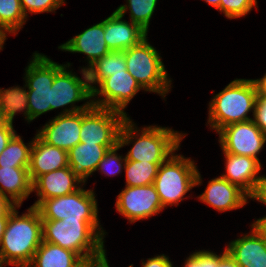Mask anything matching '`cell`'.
Here are the masks:
<instances>
[{"label": "cell", "mask_w": 266, "mask_h": 267, "mask_svg": "<svg viewBox=\"0 0 266 267\" xmlns=\"http://www.w3.org/2000/svg\"><path fill=\"white\" fill-rule=\"evenodd\" d=\"M185 135L187 134L157 125L138 129L129 116L121 125L118 145L122 148L134 142L125 155L126 160L165 162L180 149Z\"/></svg>", "instance_id": "obj_1"}, {"label": "cell", "mask_w": 266, "mask_h": 267, "mask_svg": "<svg viewBox=\"0 0 266 267\" xmlns=\"http://www.w3.org/2000/svg\"><path fill=\"white\" fill-rule=\"evenodd\" d=\"M17 208L8 217L0 249L8 265L28 267L43 241L42 219L36 207H29L22 215Z\"/></svg>", "instance_id": "obj_2"}, {"label": "cell", "mask_w": 266, "mask_h": 267, "mask_svg": "<svg viewBox=\"0 0 266 267\" xmlns=\"http://www.w3.org/2000/svg\"><path fill=\"white\" fill-rule=\"evenodd\" d=\"M258 93L252 79L231 81L209 102L207 124L217 133L221 128L254 119ZM253 113V118L248 116Z\"/></svg>", "instance_id": "obj_3"}, {"label": "cell", "mask_w": 266, "mask_h": 267, "mask_svg": "<svg viewBox=\"0 0 266 267\" xmlns=\"http://www.w3.org/2000/svg\"><path fill=\"white\" fill-rule=\"evenodd\" d=\"M43 241L77 253L86 263L102 257L104 237L87 220L42 219Z\"/></svg>", "instance_id": "obj_4"}, {"label": "cell", "mask_w": 266, "mask_h": 267, "mask_svg": "<svg viewBox=\"0 0 266 267\" xmlns=\"http://www.w3.org/2000/svg\"><path fill=\"white\" fill-rule=\"evenodd\" d=\"M197 168L190 157L175 153L160 165L153 185L163 208L178 206L190 189L202 184V177Z\"/></svg>", "instance_id": "obj_5"}, {"label": "cell", "mask_w": 266, "mask_h": 267, "mask_svg": "<svg viewBox=\"0 0 266 267\" xmlns=\"http://www.w3.org/2000/svg\"><path fill=\"white\" fill-rule=\"evenodd\" d=\"M146 36L137 45L124 50L126 69L144 91L154 92L165 99L170 92L169 78L160 53L148 42Z\"/></svg>", "instance_id": "obj_6"}, {"label": "cell", "mask_w": 266, "mask_h": 267, "mask_svg": "<svg viewBox=\"0 0 266 267\" xmlns=\"http://www.w3.org/2000/svg\"><path fill=\"white\" fill-rule=\"evenodd\" d=\"M83 185L65 196L43 200L36 208L41 219L87 220L104 238L106 232L100 225L98 205L93 189L85 190Z\"/></svg>", "instance_id": "obj_7"}, {"label": "cell", "mask_w": 266, "mask_h": 267, "mask_svg": "<svg viewBox=\"0 0 266 267\" xmlns=\"http://www.w3.org/2000/svg\"><path fill=\"white\" fill-rule=\"evenodd\" d=\"M29 65L25 68L30 122L51 111V87L55 75L66 65L54 62L47 55L33 53Z\"/></svg>", "instance_id": "obj_8"}, {"label": "cell", "mask_w": 266, "mask_h": 267, "mask_svg": "<svg viewBox=\"0 0 266 267\" xmlns=\"http://www.w3.org/2000/svg\"><path fill=\"white\" fill-rule=\"evenodd\" d=\"M71 66L67 63L56 75L51 87V111L67 107L60 114H71L87 110L92 106V91L88 83L86 69L81 67L80 78L72 70H67ZM86 101L81 106L75 105L77 102ZM89 100V101H88Z\"/></svg>", "instance_id": "obj_9"}, {"label": "cell", "mask_w": 266, "mask_h": 267, "mask_svg": "<svg viewBox=\"0 0 266 267\" xmlns=\"http://www.w3.org/2000/svg\"><path fill=\"white\" fill-rule=\"evenodd\" d=\"M127 116L119 111L91 106L81 111L80 142L118 145L122 123Z\"/></svg>", "instance_id": "obj_10"}, {"label": "cell", "mask_w": 266, "mask_h": 267, "mask_svg": "<svg viewBox=\"0 0 266 267\" xmlns=\"http://www.w3.org/2000/svg\"><path fill=\"white\" fill-rule=\"evenodd\" d=\"M140 90L143 89L127 70L110 73L92 90V105L116 110L128 117L124 110Z\"/></svg>", "instance_id": "obj_11"}, {"label": "cell", "mask_w": 266, "mask_h": 267, "mask_svg": "<svg viewBox=\"0 0 266 267\" xmlns=\"http://www.w3.org/2000/svg\"><path fill=\"white\" fill-rule=\"evenodd\" d=\"M217 134L223 152L255 159H259L258 154L266 143V133L254 120L229 124L221 128Z\"/></svg>", "instance_id": "obj_12"}, {"label": "cell", "mask_w": 266, "mask_h": 267, "mask_svg": "<svg viewBox=\"0 0 266 267\" xmlns=\"http://www.w3.org/2000/svg\"><path fill=\"white\" fill-rule=\"evenodd\" d=\"M115 206L116 211L127 218L129 223L149 219L164 209L153 184L125 186L118 194Z\"/></svg>", "instance_id": "obj_13"}, {"label": "cell", "mask_w": 266, "mask_h": 267, "mask_svg": "<svg viewBox=\"0 0 266 267\" xmlns=\"http://www.w3.org/2000/svg\"><path fill=\"white\" fill-rule=\"evenodd\" d=\"M81 111L58 114L36 133L44 142L67 152L80 143Z\"/></svg>", "instance_id": "obj_14"}, {"label": "cell", "mask_w": 266, "mask_h": 267, "mask_svg": "<svg viewBox=\"0 0 266 267\" xmlns=\"http://www.w3.org/2000/svg\"><path fill=\"white\" fill-rule=\"evenodd\" d=\"M82 185L84 183L73 174L69 166L42 174L32 182V192H36L39 197L32 206L37 207L45 199L73 193Z\"/></svg>", "instance_id": "obj_15"}, {"label": "cell", "mask_w": 266, "mask_h": 267, "mask_svg": "<svg viewBox=\"0 0 266 267\" xmlns=\"http://www.w3.org/2000/svg\"><path fill=\"white\" fill-rule=\"evenodd\" d=\"M198 199L218 212H225L245 206L249 197L237 185L219 176L208 182Z\"/></svg>", "instance_id": "obj_16"}, {"label": "cell", "mask_w": 266, "mask_h": 267, "mask_svg": "<svg viewBox=\"0 0 266 267\" xmlns=\"http://www.w3.org/2000/svg\"><path fill=\"white\" fill-rule=\"evenodd\" d=\"M104 23V40L110 51H124L143 40L148 34L137 24L123 19L114 11L102 21Z\"/></svg>", "instance_id": "obj_17"}, {"label": "cell", "mask_w": 266, "mask_h": 267, "mask_svg": "<svg viewBox=\"0 0 266 267\" xmlns=\"http://www.w3.org/2000/svg\"><path fill=\"white\" fill-rule=\"evenodd\" d=\"M223 154L226 172L220 177L237 185L249 196L261 177V174H259L262 168L260 160L227 152H223Z\"/></svg>", "instance_id": "obj_18"}, {"label": "cell", "mask_w": 266, "mask_h": 267, "mask_svg": "<svg viewBox=\"0 0 266 267\" xmlns=\"http://www.w3.org/2000/svg\"><path fill=\"white\" fill-rule=\"evenodd\" d=\"M251 231L232 240L226 252L240 267H266V243L251 226Z\"/></svg>", "instance_id": "obj_19"}, {"label": "cell", "mask_w": 266, "mask_h": 267, "mask_svg": "<svg viewBox=\"0 0 266 267\" xmlns=\"http://www.w3.org/2000/svg\"><path fill=\"white\" fill-rule=\"evenodd\" d=\"M62 51L80 53L86 55L87 69L97 59L107 55L110 50L104 40V23L99 22L87 28L82 33L69 39L64 44L58 46Z\"/></svg>", "instance_id": "obj_20"}, {"label": "cell", "mask_w": 266, "mask_h": 267, "mask_svg": "<svg viewBox=\"0 0 266 267\" xmlns=\"http://www.w3.org/2000/svg\"><path fill=\"white\" fill-rule=\"evenodd\" d=\"M69 166L68 152L44 142L37 134L33 138L29 177L33 182L42 174Z\"/></svg>", "instance_id": "obj_21"}, {"label": "cell", "mask_w": 266, "mask_h": 267, "mask_svg": "<svg viewBox=\"0 0 266 267\" xmlns=\"http://www.w3.org/2000/svg\"><path fill=\"white\" fill-rule=\"evenodd\" d=\"M116 145H98L80 142L68 151L69 167L84 184L91 176L108 149Z\"/></svg>", "instance_id": "obj_22"}, {"label": "cell", "mask_w": 266, "mask_h": 267, "mask_svg": "<svg viewBox=\"0 0 266 267\" xmlns=\"http://www.w3.org/2000/svg\"><path fill=\"white\" fill-rule=\"evenodd\" d=\"M29 167H0V193L16 206L32 193Z\"/></svg>", "instance_id": "obj_23"}, {"label": "cell", "mask_w": 266, "mask_h": 267, "mask_svg": "<svg viewBox=\"0 0 266 267\" xmlns=\"http://www.w3.org/2000/svg\"><path fill=\"white\" fill-rule=\"evenodd\" d=\"M85 264L72 250L42 241L28 267H83Z\"/></svg>", "instance_id": "obj_24"}, {"label": "cell", "mask_w": 266, "mask_h": 267, "mask_svg": "<svg viewBox=\"0 0 266 267\" xmlns=\"http://www.w3.org/2000/svg\"><path fill=\"white\" fill-rule=\"evenodd\" d=\"M26 88V84L23 88L20 86L0 88V118L4 122L13 124L14 116L23 112L25 120L30 123Z\"/></svg>", "instance_id": "obj_25"}, {"label": "cell", "mask_w": 266, "mask_h": 267, "mask_svg": "<svg viewBox=\"0 0 266 267\" xmlns=\"http://www.w3.org/2000/svg\"><path fill=\"white\" fill-rule=\"evenodd\" d=\"M126 69V60L123 51H110L107 55L97 59L87 69L88 83L91 91L110 73L123 72Z\"/></svg>", "instance_id": "obj_26"}, {"label": "cell", "mask_w": 266, "mask_h": 267, "mask_svg": "<svg viewBox=\"0 0 266 267\" xmlns=\"http://www.w3.org/2000/svg\"><path fill=\"white\" fill-rule=\"evenodd\" d=\"M31 140L25 144L22 137L16 133L0 154V167H29L33 146V139Z\"/></svg>", "instance_id": "obj_27"}, {"label": "cell", "mask_w": 266, "mask_h": 267, "mask_svg": "<svg viewBox=\"0 0 266 267\" xmlns=\"http://www.w3.org/2000/svg\"><path fill=\"white\" fill-rule=\"evenodd\" d=\"M164 162H141L126 160V186L152 185L158 174L160 165Z\"/></svg>", "instance_id": "obj_28"}, {"label": "cell", "mask_w": 266, "mask_h": 267, "mask_svg": "<svg viewBox=\"0 0 266 267\" xmlns=\"http://www.w3.org/2000/svg\"><path fill=\"white\" fill-rule=\"evenodd\" d=\"M20 0H0V31L5 35H17L26 23Z\"/></svg>", "instance_id": "obj_29"}, {"label": "cell", "mask_w": 266, "mask_h": 267, "mask_svg": "<svg viewBox=\"0 0 266 267\" xmlns=\"http://www.w3.org/2000/svg\"><path fill=\"white\" fill-rule=\"evenodd\" d=\"M125 5H120L115 11L125 16L127 10L130 12V21L137 24L148 34L150 20L155 11L158 0H126Z\"/></svg>", "instance_id": "obj_30"}, {"label": "cell", "mask_w": 266, "mask_h": 267, "mask_svg": "<svg viewBox=\"0 0 266 267\" xmlns=\"http://www.w3.org/2000/svg\"><path fill=\"white\" fill-rule=\"evenodd\" d=\"M121 149L119 145H116L115 147L108 149V151L105 153L102 160L98 163V166L95 170L100 171L106 176H115L122 172V169H125L126 165V157L122 155H118L117 151ZM113 166V167H112ZM111 167L113 169H111Z\"/></svg>", "instance_id": "obj_31"}, {"label": "cell", "mask_w": 266, "mask_h": 267, "mask_svg": "<svg viewBox=\"0 0 266 267\" xmlns=\"http://www.w3.org/2000/svg\"><path fill=\"white\" fill-rule=\"evenodd\" d=\"M253 7L258 8L257 0H221L218 10L228 19H236L249 14Z\"/></svg>", "instance_id": "obj_32"}, {"label": "cell", "mask_w": 266, "mask_h": 267, "mask_svg": "<svg viewBox=\"0 0 266 267\" xmlns=\"http://www.w3.org/2000/svg\"><path fill=\"white\" fill-rule=\"evenodd\" d=\"M20 3L27 17L29 13L55 12L65 4V0H20Z\"/></svg>", "instance_id": "obj_33"}, {"label": "cell", "mask_w": 266, "mask_h": 267, "mask_svg": "<svg viewBox=\"0 0 266 267\" xmlns=\"http://www.w3.org/2000/svg\"><path fill=\"white\" fill-rule=\"evenodd\" d=\"M183 267H217V254L213 251H195L186 258Z\"/></svg>", "instance_id": "obj_34"}, {"label": "cell", "mask_w": 266, "mask_h": 267, "mask_svg": "<svg viewBox=\"0 0 266 267\" xmlns=\"http://www.w3.org/2000/svg\"><path fill=\"white\" fill-rule=\"evenodd\" d=\"M253 120L266 133V97H258Z\"/></svg>", "instance_id": "obj_35"}, {"label": "cell", "mask_w": 266, "mask_h": 267, "mask_svg": "<svg viewBox=\"0 0 266 267\" xmlns=\"http://www.w3.org/2000/svg\"><path fill=\"white\" fill-rule=\"evenodd\" d=\"M15 134L16 131L13 127V124L4 122L3 120L0 122V154L3 152L8 142Z\"/></svg>", "instance_id": "obj_36"}, {"label": "cell", "mask_w": 266, "mask_h": 267, "mask_svg": "<svg viewBox=\"0 0 266 267\" xmlns=\"http://www.w3.org/2000/svg\"><path fill=\"white\" fill-rule=\"evenodd\" d=\"M248 197L266 205V176L262 175L259 178L253 192Z\"/></svg>", "instance_id": "obj_37"}, {"label": "cell", "mask_w": 266, "mask_h": 267, "mask_svg": "<svg viewBox=\"0 0 266 267\" xmlns=\"http://www.w3.org/2000/svg\"><path fill=\"white\" fill-rule=\"evenodd\" d=\"M142 267H174L169 257L165 254L142 260Z\"/></svg>", "instance_id": "obj_38"}, {"label": "cell", "mask_w": 266, "mask_h": 267, "mask_svg": "<svg viewBox=\"0 0 266 267\" xmlns=\"http://www.w3.org/2000/svg\"><path fill=\"white\" fill-rule=\"evenodd\" d=\"M15 207L18 206L0 193V216H9Z\"/></svg>", "instance_id": "obj_39"}, {"label": "cell", "mask_w": 266, "mask_h": 267, "mask_svg": "<svg viewBox=\"0 0 266 267\" xmlns=\"http://www.w3.org/2000/svg\"><path fill=\"white\" fill-rule=\"evenodd\" d=\"M217 267H240L226 252L223 251L221 255H217Z\"/></svg>", "instance_id": "obj_40"}, {"label": "cell", "mask_w": 266, "mask_h": 267, "mask_svg": "<svg viewBox=\"0 0 266 267\" xmlns=\"http://www.w3.org/2000/svg\"><path fill=\"white\" fill-rule=\"evenodd\" d=\"M251 226L254 227L266 243V215L254 221Z\"/></svg>", "instance_id": "obj_41"}, {"label": "cell", "mask_w": 266, "mask_h": 267, "mask_svg": "<svg viewBox=\"0 0 266 267\" xmlns=\"http://www.w3.org/2000/svg\"><path fill=\"white\" fill-rule=\"evenodd\" d=\"M255 83L258 97H266V73L260 79H252Z\"/></svg>", "instance_id": "obj_42"}, {"label": "cell", "mask_w": 266, "mask_h": 267, "mask_svg": "<svg viewBox=\"0 0 266 267\" xmlns=\"http://www.w3.org/2000/svg\"><path fill=\"white\" fill-rule=\"evenodd\" d=\"M90 267H110L106 257V253L102 257L91 260Z\"/></svg>", "instance_id": "obj_43"}, {"label": "cell", "mask_w": 266, "mask_h": 267, "mask_svg": "<svg viewBox=\"0 0 266 267\" xmlns=\"http://www.w3.org/2000/svg\"><path fill=\"white\" fill-rule=\"evenodd\" d=\"M8 217L9 216H0V244H1V241H2V237H3L4 231H5L6 226H7Z\"/></svg>", "instance_id": "obj_44"}, {"label": "cell", "mask_w": 266, "mask_h": 267, "mask_svg": "<svg viewBox=\"0 0 266 267\" xmlns=\"http://www.w3.org/2000/svg\"><path fill=\"white\" fill-rule=\"evenodd\" d=\"M203 1L208 3L209 5H211L212 7L216 8L217 10L220 7V1L221 0H203Z\"/></svg>", "instance_id": "obj_45"}, {"label": "cell", "mask_w": 266, "mask_h": 267, "mask_svg": "<svg viewBox=\"0 0 266 267\" xmlns=\"http://www.w3.org/2000/svg\"><path fill=\"white\" fill-rule=\"evenodd\" d=\"M7 36L0 31V51L3 49V45L6 42Z\"/></svg>", "instance_id": "obj_46"}, {"label": "cell", "mask_w": 266, "mask_h": 267, "mask_svg": "<svg viewBox=\"0 0 266 267\" xmlns=\"http://www.w3.org/2000/svg\"><path fill=\"white\" fill-rule=\"evenodd\" d=\"M4 265V266H3ZM5 265H8L7 262L4 260L2 251L0 249V267H5Z\"/></svg>", "instance_id": "obj_47"}, {"label": "cell", "mask_w": 266, "mask_h": 267, "mask_svg": "<svg viewBox=\"0 0 266 267\" xmlns=\"http://www.w3.org/2000/svg\"><path fill=\"white\" fill-rule=\"evenodd\" d=\"M83 267H90V261L87 262Z\"/></svg>", "instance_id": "obj_48"}]
</instances>
